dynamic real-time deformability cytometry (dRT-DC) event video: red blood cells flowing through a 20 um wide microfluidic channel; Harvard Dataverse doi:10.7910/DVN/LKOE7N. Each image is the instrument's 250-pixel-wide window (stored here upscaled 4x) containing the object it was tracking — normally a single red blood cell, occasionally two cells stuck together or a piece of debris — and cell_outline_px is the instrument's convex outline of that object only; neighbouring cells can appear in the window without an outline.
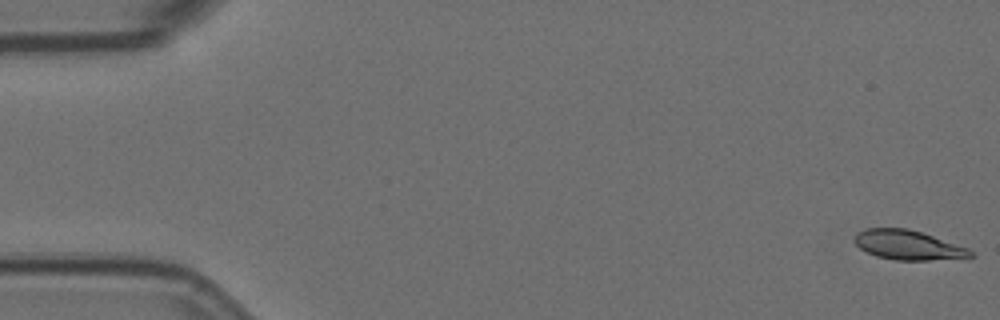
{"species": "Egyptian fruit bat (a non-hibernating species)", "species_latin": "Rousettus aegyptiacus", "temperature_condition": "room temperature", "stored_images_in_passage": 57, "camera_frame_rate_fps": 3000, "um_per_image_px": 0.085, "animal": {"sex": "female"}, "frame": {"image": 1, "passage_image": 1, "time_ms": 0.0, "image_size_px": [1000, 320], "cell_outline_px": [[976, 256], [928, 260], [896, 260], [876, 256], [860, 248], [856, 244], [856, 232], [864, 228], [908, 228], [968, 248]], "centroid_in_image_um": [77.16, 20.82], "position_along_channel_um": 7.8, "area_um2": 19.59}}
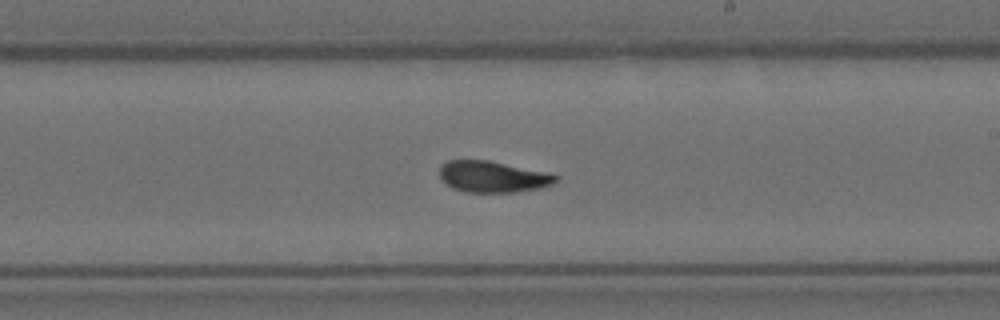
{"frame": {"image": 2, "passage_image": 33, "time_ms": 10.667, "image_size_px": [1000, 320], "cell_outline_px": [[560, 176], [552, 184], [540, 188], [516, 192], [464, 192], [452, 188], [440, 180], [440, 168], [448, 160], [488, 160], [552, 172]], "centroid_in_image_um": [41.92, 15.02], "position_along_channel_um": 247.1, "area_um2": 21.5}}
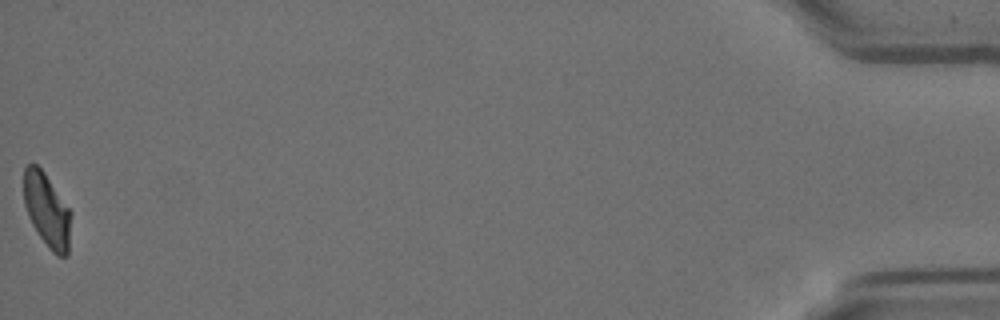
{"frame": {"image": 3, "passage_image": 57, "time_ms": 18.667, "image_size_px": [1000, 320], "cell_outline_px": [[72, 212], [68, 256], [56, 256], [48, 248], [32, 224], [28, 216], [24, 204], [24, 168], [28, 164], [36, 164], [44, 172]], "centroid_in_image_um": [4.01, 17.89], "position_along_channel_um": 431.2, "area_um2": 20.4}, "authors_computed_cell_mechanics": {"area_um2": 21.2126, "velocity_mm_per_s": 3.5671, "shape_relaxation_time_tau1_ms": 5.9917, "shape_relaxation_time_tau2_ms": 1.9492, "deformation_change_tau1": 0.1561, "deformation_change_tau2": 0.0578}}